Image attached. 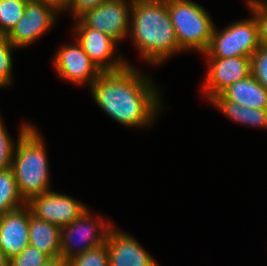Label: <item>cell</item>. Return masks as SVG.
Here are the masks:
<instances>
[{
  "mask_svg": "<svg viewBox=\"0 0 267 266\" xmlns=\"http://www.w3.org/2000/svg\"><path fill=\"white\" fill-rule=\"evenodd\" d=\"M89 90L107 115L127 127L151 126L164 107L152 78L131 64L102 72Z\"/></svg>",
  "mask_w": 267,
  "mask_h": 266,
  "instance_id": "cell-1",
  "label": "cell"
},
{
  "mask_svg": "<svg viewBox=\"0 0 267 266\" xmlns=\"http://www.w3.org/2000/svg\"><path fill=\"white\" fill-rule=\"evenodd\" d=\"M129 36L147 64L159 65L179 48L175 29L167 9V0H153L132 5Z\"/></svg>",
  "mask_w": 267,
  "mask_h": 266,
  "instance_id": "cell-2",
  "label": "cell"
},
{
  "mask_svg": "<svg viewBox=\"0 0 267 266\" xmlns=\"http://www.w3.org/2000/svg\"><path fill=\"white\" fill-rule=\"evenodd\" d=\"M19 130L10 168L19 195L27 202L52 190L51 178L45 142L37 127L23 122Z\"/></svg>",
  "mask_w": 267,
  "mask_h": 266,
  "instance_id": "cell-3",
  "label": "cell"
},
{
  "mask_svg": "<svg viewBox=\"0 0 267 266\" xmlns=\"http://www.w3.org/2000/svg\"><path fill=\"white\" fill-rule=\"evenodd\" d=\"M167 9L179 48L183 52L196 50L205 53L215 27L206 9L191 0H167Z\"/></svg>",
  "mask_w": 267,
  "mask_h": 266,
  "instance_id": "cell-4",
  "label": "cell"
},
{
  "mask_svg": "<svg viewBox=\"0 0 267 266\" xmlns=\"http://www.w3.org/2000/svg\"><path fill=\"white\" fill-rule=\"evenodd\" d=\"M251 16L220 31L215 25L209 48L202 55L205 58L252 57L260 43L257 19L252 12Z\"/></svg>",
  "mask_w": 267,
  "mask_h": 266,
  "instance_id": "cell-5",
  "label": "cell"
},
{
  "mask_svg": "<svg viewBox=\"0 0 267 266\" xmlns=\"http://www.w3.org/2000/svg\"><path fill=\"white\" fill-rule=\"evenodd\" d=\"M113 222L93 217L89 208L69 225L61 228L60 257L66 261L106 242ZM80 241V242H79Z\"/></svg>",
  "mask_w": 267,
  "mask_h": 266,
  "instance_id": "cell-6",
  "label": "cell"
},
{
  "mask_svg": "<svg viewBox=\"0 0 267 266\" xmlns=\"http://www.w3.org/2000/svg\"><path fill=\"white\" fill-rule=\"evenodd\" d=\"M76 20L73 26L75 39L101 72L117 71L127 64L130 65L117 50L118 43L114 39L99 30L87 27L79 18Z\"/></svg>",
  "mask_w": 267,
  "mask_h": 266,
  "instance_id": "cell-7",
  "label": "cell"
},
{
  "mask_svg": "<svg viewBox=\"0 0 267 266\" xmlns=\"http://www.w3.org/2000/svg\"><path fill=\"white\" fill-rule=\"evenodd\" d=\"M131 9L127 0H106L79 19L87 27L99 30L119 43L129 36Z\"/></svg>",
  "mask_w": 267,
  "mask_h": 266,
  "instance_id": "cell-8",
  "label": "cell"
},
{
  "mask_svg": "<svg viewBox=\"0 0 267 266\" xmlns=\"http://www.w3.org/2000/svg\"><path fill=\"white\" fill-rule=\"evenodd\" d=\"M57 16L59 14L43 2L28 0L22 17L6 38L15 48L29 46L55 25Z\"/></svg>",
  "mask_w": 267,
  "mask_h": 266,
  "instance_id": "cell-9",
  "label": "cell"
},
{
  "mask_svg": "<svg viewBox=\"0 0 267 266\" xmlns=\"http://www.w3.org/2000/svg\"><path fill=\"white\" fill-rule=\"evenodd\" d=\"M26 205L33 216L60 228L72 223L87 208L81 200L53 190L33 196Z\"/></svg>",
  "mask_w": 267,
  "mask_h": 266,
  "instance_id": "cell-10",
  "label": "cell"
},
{
  "mask_svg": "<svg viewBox=\"0 0 267 266\" xmlns=\"http://www.w3.org/2000/svg\"><path fill=\"white\" fill-rule=\"evenodd\" d=\"M207 75L202 90L209 102L236 81L252 74L251 57L206 58Z\"/></svg>",
  "mask_w": 267,
  "mask_h": 266,
  "instance_id": "cell-11",
  "label": "cell"
},
{
  "mask_svg": "<svg viewBox=\"0 0 267 266\" xmlns=\"http://www.w3.org/2000/svg\"><path fill=\"white\" fill-rule=\"evenodd\" d=\"M72 44L62 45L57 50L52 66L59 78L75 85L86 84L84 86L90 88L102 72L91 61L76 39Z\"/></svg>",
  "mask_w": 267,
  "mask_h": 266,
  "instance_id": "cell-12",
  "label": "cell"
},
{
  "mask_svg": "<svg viewBox=\"0 0 267 266\" xmlns=\"http://www.w3.org/2000/svg\"><path fill=\"white\" fill-rule=\"evenodd\" d=\"M109 266H160L130 234L112 225L106 238Z\"/></svg>",
  "mask_w": 267,
  "mask_h": 266,
  "instance_id": "cell-13",
  "label": "cell"
},
{
  "mask_svg": "<svg viewBox=\"0 0 267 266\" xmlns=\"http://www.w3.org/2000/svg\"><path fill=\"white\" fill-rule=\"evenodd\" d=\"M29 245V207L24 206L0 216V249L11 259Z\"/></svg>",
  "mask_w": 267,
  "mask_h": 266,
  "instance_id": "cell-14",
  "label": "cell"
},
{
  "mask_svg": "<svg viewBox=\"0 0 267 266\" xmlns=\"http://www.w3.org/2000/svg\"><path fill=\"white\" fill-rule=\"evenodd\" d=\"M211 100H230L245 107L267 109V90L251 74L236 81Z\"/></svg>",
  "mask_w": 267,
  "mask_h": 266,
  "instance_id": "cell-15",
  "label": "cell"
},
{
  "mask_svg": "<svg viewBox=\"0 0 267 266\" xmlns=\"http://www.w3.org/2000/svg\"><path fill=\"white\" fill-rule=\"evenodd\" d=\"M61 228L36 218L29 209V245L36 247L50 258L60 257Z\"/></svg>",
  "mask_w": 267,
  "mask_h": 266,
  "instance_id": "cell-16",
  "label": "cell"
},
{
  "mask_svg": "<svg viewBox=\"0 0 267 266\" xmlns=\"http://www.w3.org/2000/svg\"><path fill=\"white\" fill-rule=\"evenodd\" d=\"M209 102L236 123L267 129V109L245 107L230 100H210Z\"/></svg>",
  "mask_w": 267,
  "mask_h": 266,
  "instance_id": "cell-17",
  "label": "cell"
},
{
  "mask_svg": "<svg viewBox=\"0 0 267 266\" xmlns=\"http://www.w3.org/2000/svg\"><path fill=\"white\" fill-rule=\"evenodd\" d=\"M11 168L0 170V216L24 206Z\"/></svg>",
  "mask_w": 267,
  "mask_h": 266,
  "instance_id": "cell-18",
  "label": "cell"
},
{
  "mask_svg": "<svg viewBox=\"0 0 267 266\" xmlns=\"http://www.w3.org/2000/svg\"><path fill=\"white\" fill-rule=\"evenodd\" d=\"M28 0H0V36L6 37L20 20Z\"/></svg>",
  "mask_w": 267,
  "mask_h": 266,
  "instance_id": "cell-19",
  "label": "cell"
},
{
  "mask_svg": "<svg viewBox=\"0 0 267 266\" xmlns=\"http://www.w3.org/2000/svg\"><path fill=\"white\" fill-rule=\"evenodd\" d=\"M16 49L6 37L0 36V88H6L13 83L12 51Z\"/></svg>",
  "mask_w": 267,
  "mask_h": 266,
  "instance_id": "cell-20",
  "label": "cell"
},
{
  "mask_svg": "<svg viewBox=\"0 0 267 266\" xmlns=\"http://www.w3.org/2000/svg\"><path fill=\"white\" fill-rule=\"evenodd\" d=\"M68 266H109L106 243L73 257Z\"/></svg>",
  "mask_w": 267,
  "mask_h": 266,
  "instance_id": "cell-21",
  "label": "cell"
},
{
  "mask_svg": "<svg viewBox=\"0 0 267 266\" xmlns=\"http://www.w3.org/2000/svg\"><path fill=\"white\" fill-rule=\"evenodd\" d=\"M51 259L36 247L28 245L20 254L13 256L9 266H43Z\"/></svg>",
  "mask_w": 267,
  "mask_h": 266,
  "instance_id": "cell-22",
  "label": "cell"
},
{
  "mask_svg": "<svg viewBox=\"0 0 267 266\" xmlns=\"http://www.w3.org/2000/svg\"><path fill=\"white\" fill-rule=\"evenodd\" d=\"M15 144L0 114V170L10 168Z\"/></svg>",
  "mask_w": 267,
  "mask_h": 266,
  "instance_id": "cell-23",
  "label": "cell"
},
{
  "mask_svg": "<svg viewBox=\"0 0 267 266\" xmlns=\"http://www.w3.org/2000/svg\"><path fill=\"white\" fill-rule=\"evenodd\" d=\"M252 75L267 90V47L259 46L251 57Z\"/></svg>",
  "mask_w": 267,
  "mask_h": 266,
  "instance_id": "cell-24",
  "label": "cell"
},
{
  "mask_svg": "<svg viewBox=\"0 0 267 266\" xmlns=\"http://www.w3.org/2000/svg\"><path fill=\"white\" fill-rule=\"evenodd\" d=\"M104 1L106 0H71L67 10L72 13L75 19H78L86 11L94 9Z\"/></svg>",
  "mask_w": 267,
  "mask_h": 266,
  "instance_id": "cell-25",
  "label": "cell"
},
{
  "mask_svg": "<svg viewBox=\"0 0 267 266\" xmlns=\"http://www.w3.org/2000/svg\"><path fill=\"white\" fill-rule=\"evenodd\" d=\"M248 10H250L257 19L260 45L267 47V7Z\"/></svg>",
  "mask_w": 267,
  "mask_h": 266,
  "instance_id": "cell-26",
  "label": "cell"
},
{
  "mask_svg": "<svg viewBox=\"0 0 267 266\" xmlns=\"http://www.w3.org/2000/svg\"><path fill=\"white\" fill-rule=\"evenodd\" d=\"M40 2H43L47 6H50L52 9H54L58 14H61V12H67V9L70 6L71 0H38Z\"/></svg>",
  "mask_w": 267,
  "mask_h": 266,
  "instance_id": "cell-27",
  "label": "cell"
},
{
  "mask_svg": "<svg viewBox=\"0 0 267 266\" xmlns=\"http://www.w3.org/2000/svg\"><path fill=\"white\" fill-rule=\"evenodd\" d=\"M248 9H260L267 7V0H246Z\"/></svg>",
  "mask_w": 267,
  "mask_h": 266,
  "instance_id": "cell-28",
  "label": "cell"
},
{
  "mask_svg": "<svg viewBox=\"0 0 267 266\" xmlns=\"http://www.w3.org/2000/svg\"><path fill=\"white\" fill-rule=\"evenodd\" d=\"M43 266H68V261L64 260L61 257L51 258L48 262Z\"/></svg>",
  "mask_w": 267,
  "mask_h": 266,
  "instance_id": "cell-29",
  "label": "cell"
},
{
  "mask_svg": "<svg viewBox=\"0 0 267 266\" xmlns=\"http://www.w3.org/2000/svg\"><path fill=\"white\" fill-rule=\"evenodd\" d=\"M10 259L0 249V266H9Z\"/></svg>",
  "mask_w": 267,
  "mask_h": 266,
  "instance_id": "cell-30",
  "label": "cell"
},
{
  "mask_svg": "<svg viewBox=\"0 0 267 266\" xmlns=\"http://www.w3.org/2000/svg\"><path fill=\"white\" fill-rule=\"evenodd\" d=\"M131 5L135 3H142V2H148V1H153V0H127Z\"/></svg>",
  "mask_w": 267,
  "mask_h": 266,
  "instance_id": "cell-31",
  "label": "cell"
}]
</instances>
